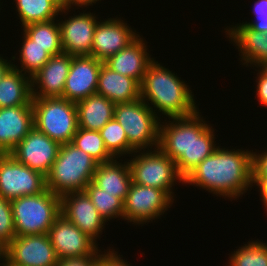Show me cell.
Here are the masks:
<instances>
[{
    "mask_svg": "<svg viewBox=\"0 0 267 266\" xmlns=\"http://www.w3.org/2000/svg\"><path fill=\"white\" fill-rule=\"evenodd\" d=\"M114 118L126 132L129 157L137 150L158 148L160 122L163 119L158 118L141 98L116 104Z\"/></svg>",
    "mask_w": 267,
    "mask_h": 266,
    "instance_id": "obj_6",
    "label": "cell"
},
{
    "mask_svg": "<svg viewBox=\"0 0 267 266\" xmlns=\"http://www.w3.org/2000/svg\"><path fill=\"white\" fill-rule=\"evenodd\" d=\"M61 144L33 127L10 154L20 163L47 176Z\"/></svg>",
    "mask_w": 267,
    "mask_h": 266,
    "instance_id": "obj_13",
    "label": "cell"
},
{
    "mask_svg": "<svg viewBox=\"0 0 267 266\" xmlns=\"http://www.w3.org/2000/svg\"><path fill=\"white\" fill-rule=\"evenodd\" d=\"M109 162L98 163L92 182L101 188L103 192L115 194V197L125 201L130 186L132 175L128 161L122 163L120 158Z\"/></svg>",
    "mask_w": 267,
    "mask_h": 266,
    "instance_id": "obj_23",
    "label": "cell"
},
{
    "mask_svg": "<svg viewBox=\"0 0 267 266\" xmlns=\"http://www.w3.org/2000/svg\"><path fill=\"white\" fill-rule=\"evenodd\" d=\"M32 77L11 68L0 80V108L32 105Z\"/></svg>",
    "mask_w": 267,
    "mask_h": 266,
    "instance_id": "obj_25",
    "label": "cell"
},
{
    "mask_svg": "<svg viewBox=\"0 0 267 266\" xmlns=\"http://www.w3.org/2000/svg\"><path fill=\"white\" fill-rule=\"evenodd\" d=\"M254 2L252 11L257 20L239 24L247 25L254 31L267 34V0H256Z\"/></svg>",
    "mask_w": 267,
    "mask_h": 266,
    "instance_id": "obj_34",
    "label": "cell"
},
{
    "mask_svg": "<svg viewBox=\"0 0 267 266\" xmlns=\"http://www.w3.org/2000/svg\"><path fill=\"white\" fill-rule=\"evenodd\" d=\"M78 127L99 131L114 118L115 104L101 94L94 93L76 103Z\"/></svg>",
    "mask_w": 267,
    "mask_h": 266,
    "instance_id": "obj_24",
    "label": "cell"
},
{
    "mask_svg": "<svg viewBox=\"0 0 267 266\" xmlns=\"http://www.w3.org/2000/svg\"><path fill=\"white\" fill-rule=\"evenodd\" d=\"M143 38L139 35L128 46L104 61V64L111 70L123 76H129L141 84L149 64L155 59L151 58L147 42Z\"/></svg>",
    "mask_w": 267,
    "mask_h": 266,
    "instance_id": "obj_20",
    "label": "cell"
},
{
    "mask_svg": "<svg viewBox=\"0 0 267 266\" xmlns=\"http://www.w3.org/2000/svg\"><path fill=\"white\" fill-rule=\"evenodd\" d=\"M0 54V80L4 77V75L13 67V62L11 60H7L2 58Z\"/></svg>",
    "mask_w": 267,
    "mask_h": 266,
    "instance_id": "obj_40",
    "label": "cell"
},
{
    "mask_svg": "<svg viewBox=\"0 0 267 266\" xmlns=\"http://www.w3.org/2000/svg\"><path fill=\"white\" fill-rule=\"evenodd\" d=\"M96 93L112 101L115 105L140 98V84L129 76L111 70L104 63L98 75Z\"/></svg>",
    "mask_w": 267,
    "mask_h": 266,
    "instance_id": "obj_22",
    "label": "cell"
},
{
    "mask_svg": "<svg viewBox=\"0 0 267 266\" xmlns=\"http://www.w3.org/2000/svg\"><path fill=\"white\" fill-rule=\"evenodd\" d=\"M252 151V152H251ZM253 150L219 147L185 177L184 184L213 195L239 199L253 186Z\"/></svg>",
    "mask_w": 267,
    "mask_h": 266,
    "instance_id": "obj_1",
    "label": "cell"
},
{
    "mask_svg": "<svg viewBox=\"0 0 267 266\" xmlns=\"http://www.w3.org/2000/svg\"><path fill=\"white\" fill-rule=\"evenodd\" d=\"M95 14L81 12L58 20L63 53L72 56L91 55L94 31L98 23Z\"/></svg>",
    "mask_w": 267,
    "mask_h": 266,
    "instance_id": "obj_16",
    "label": "cell"
},
{
    "mask_svg": "<svg viewBox=\"0 0 267 266\" xmlns=\"http://www.w3.org/2000/svg\"><path fill=\"white\" fill-rule=\"evenodd\" d=\"M51 1L54 2L61 10L71 9L75 7H77V9H80L72 0H51Z\"/></svg>",
    "mask_w": 267,
    "mask_h": 266,
    "instance_id": "obj_41",
    "label": "cell"
},
{
    "mask_svg": "<svg viewBox=\"0 0 267 266\" xmlns=\"http://www.w3.org/2000/svg\"><path fill=\"white\" fill-rule=\"evenodd\" d=\"M199 111L160 122L158 148L175 162L183 177L219 147L214 128Z\"/></svg>",
    "mask_w": 267,
    "mask_h": 266,
    "instance_id": "obj_2",
    "label": "cell"
},
{
    "mask_svg": "<svg viewBox=\"0 0 267 266\" xmlns=\"http://www.w3.org/2000/svg\"><path fill=\"white\" fill-rule=\"evenodd\" d=\"M98 162L71 142L61 144L57 158L46 176L47 189L58 196L84 191L93 180Z\"/></svg>",
    "mask_w": 267,
    "mask_h": 266,
    "instance_id": "obj_4",
    "label": "cell"
},
{
    "mask_svg": "<svg viewBox=\"0 0 267 266\" xmlns=\"http://www.w3.org/2000/svg\"><path fill=\"white\" fill-rule=\"evenodd\" d=\"M58 258L48 234L15 236L4 248L1 266H57Z\"/></svg>",
    "mask_w": 267,
    "mask_h": 266,
    "instance_id": "obj_11",
    "label": "cell"
},
{
    "mask_svg": "<svg viewBox=\"0 0 267 266\" xmlns=\"http://www.w3.org/2000/svg\"><path fill=\"white\" fill-rule=\"evenodd\" d=\"M2 259V260H1ZM2 262V263H1ZM4 263V247L0 244V266Z\"/></svg>",
    "mask_w": 267,
    "mask_h": 266,
    "instance_id": "obj_45",
    "label": "cell"
},
{
    "mask_svg": "<svg viewBox=\"0 0 267 266\" xmlns=\"http://www.w3.org/2000/svg\"><path fill=\"white\" fill-rule=\"evenodd\" d=\"M104 266H132L130 265L127 260L122 259L120 254L115 251L113 248L112 250L109 248L106 251L104 250Z\"/></svg>",
    "mask_w": 267,
    "mask_h": 266,
    "instance_id": "obj_38",
    "label": "cell"
},
{
    "mask_svg": "<svg viewBox=\"0 0 267 266\" xmlns=\"http://www.w3.org/2000/svg\"><path fill=\"white\" fill-rule=\"evenodd\" d=\"M105 148L114 158L127 156L128 139L124 128L117 122L115 118L108 121L101 130H99Z\"/></svg>",
    "mask_w": 267,
    "mask_h": 266,
    "instance_id": "obj_32",
    "label": "cell"
},
{
    "mask_svg": "<svg viewBox=\"0 0 267 266\" xmlns=\"http://www.w3.org/2000/svg\"><path fill=\"white\" fill-rule=\"evenodd\" d=\"M33 127L32 105L0 108V153H10Z\"/></svg>",
    "mask_w": 267,
    "mask_h": 266,
    "instance_id": "obj_19",
    "label": "cell"
},
{
    "mask_svg": "<svg viewBox=\"0 0 267 266\" xmlns=\"http://www.w3.org/2000/svg\"><path fill=\"white\" fill-rule=\"evenodd\" d=\"M71 143L89 154L98 163H105L114 159L105 148L99 131L85 130L78 127Z\"/></svg>",
    "mask_w": 267,
    "mask_h": 266,
    "instance_id": "obj_30",
    "label": "cell"
},
{
    "mask_svg": "<svg viewBox=\"0 0 267 266\" xmlns=\"http://www.w3.org/2000/svg\"><path fill=\"white\" fill-rule=\"evenodd\" d=\"M255 71H258L257 77H255L257 100L260 102V106L267 108V76L259 68L258 70L255 69Z\"/></svg>",
    "mask_w": 267,
    "mask_h": 266,
    "instance_id": "obj_36",
    "label": "cell"
},
{
    "mask_svg": "<svg viewBox=\"0 0 267 266\" xmlns=\"http://www.w3.org/2000/svg\"><path fill=\"white\" fill-rule=\"evenodd\" d=\"M260 153L253 152V179H267V150Z\"/></svg>",
    "mask_w": 267,
    "mask_h": 266,
    "instance_id": "obj_35",
    "label": "cell"
},
{
    "mask_svg": "<svg viewBox=\"0 0 267 266\" xmlns=\"http://www.w3.org/2000/svg\"><path fill=\"white\" fill-rule=\"evenodd\" d=\"M47 189L46 176L18 162L10 153L0 155V196L12 200L40 194Z\"/></svg>",
    "mask_w": 267,
    "mask_h": 266,
    "instance_id": "obj_10",
    "label": "cell"
},
{
    "mask_svg": "<svg viewBox=\"0 0 267 266\" xmlns=\"http://www.w3.org/2000/svg\"><path fill=\"white\" fill-rule=\"evenodd\" d=\"M22 38V47L18 50L19 58H16L15 55L11 59L13 61L18 59L20 61V67L13 64V68L32 77L43 67L51 56L44 50V48L34 44V41L31 40L24 32Z\"/></svg>",
    "mask_w": 267,
    "mask_h": 266,
    "instance_id": "obj_28",
    "label": "cell"
},
{
    "mask_svg": "<svg viewBox=\"0 0 267 266\" xmlns=\"http://www.w3.org/2000/svg\"><path fill=\"white\" fill-rule=\"evenodd\" d=\"M257 68H259L267 76V60L260 64Z\"/></svg>",
    "mask_w": 267,
    "mask_h": 266,
    "instance_id": "obj_44",
    "label": "cell"
},
{
    "mask_svg": "<svg viewBox=\"0 0 267 266\" xmlns=\"http://www.w3.org/2000/svg\"><path fill=\"white\" fill-rule=\"evenodd\" d=\"M225 37L238 49L242 65L257 68L267 60V34L252 30L247 25L227 26ZM241 54V55H240Z\"/></svg>",
    "mask_w": 267,
    "mask_h": 266,
    "instance_id": "obj_21",
    "label": "cell"
},
{
    "mask_svg": "<svg viewBox=\"0 0 267 266\" xmlns=\"http://www.w3.org/2000/svg\"><path fill=\"white\" fill-rule=\"evenodd\" d=\"M72 55L62 53L51 56L32 76V96L37 98L62 97L70 71Z\"/></svg>",
    "mask_w": 267,
    "mask_h": 266,
    "instance_id": "obj_18",
    "label": "cell"
},
{
    "mask_svg": "<svg viewBox=\"0 0 267 266\" xmlns=\"http://www.w3.org/2000/svg\"><path fill=\"white\" fill-rule=\"evenodd\" d=\"M78 7H80V8H84V7H86L87 8V6L89 7V6H91V5H93V4H96V2H98V1H101V0H72Z\"/></svg>",
    "mask_w": 267,
    "mask_h": 266,
    "instance_id": "obj_42",
    "label": "cell"
},
{
    "mask_svg": "<svg viewBox=\"0 0 267 266\" xmlns=\"http://www.w3.org/2000/svg\"><path fill=\"white\" fill-rule=\"evenodd\" d=\"M133 153L130 159H126L133 183L164 190L174 199V185L177 182L184 185V177L178 172L175 162L159 148Z\"/></svg>",
    "mask_w": 267,
    "mask_h": 266,
    "instance_id": "obj_8",
    "label": "cell"
},
{
    "mask_svg": "<svg viewBox=\"0 0 267 266\" xmlns=\"http://www.w3.org/2000/svg\"><path fill=\"white\" fill-rule=\"evenodd\" d=\"M61 199V215L97 242L103 234L106 221L84 191L64 194ZM101 234V235H100Z\"/></svg>",
    "mask_w": 267,
    "mask_h": 266,
    "instance_id": "obj_15",
    "label": "cell"
},
{
    "mask_svg": "<svg viewBox=\"0 0 267 266\" xmlns=\"http://www.w3.org/2000/svg\"><path fill=\"white\" fill-rule=\"evenodd\" d=\"M93 266H104V253H103V251L100 252L99 259Z\"/></svg>",
    "mask_w": 267,
    "mask_h": 266,
    "instance_id": "obj_43",
    "label": "cell"
},
{
    "mask_svg": "<svg viewBox=\"0 0 267 266\" xmlns=\"http://www.w3.org/2000/svg\"><path fill=\"white\" fill-rule=\"evenodd\" d=\"M16 5V13L21 21V27L32 23L47 22L56 19L58 15L65 17L70 9L61 10L51 0H13Z\"/></svg>",
    "mask_w": 267,
    "mask_h": 266,
    "instance_id": "obj_26",
    "label": "cell"
},
{
    "mask_svg": "<svg viewBox=\"0 0 267 266\" xmlns=\"http://www.w3.org/2000/svg\"><path fill=\"white\" fill-rule=\"evenodd\" d=\"M34 127L60 144L72 142L78 129L76 103L63 97L32 99Z\"/></svg>",
    "mask_w": 267,
    "mask_h": 266,
    "instance_id": "obj_7",
    "label": "cell"
},
{
    "mask_svg": "<svg viewBox=\"0 0 267 266\" xmlns=\"http://www.w3.org/2000/svg\"><path fill=\"white\" fill-rule=\"evenodd\" d=\"M190 89L177 73L154 59L140 84V98L150 106L158 118L161 115L166 119L186 117L199 110L194 93Z\"/></svg>",
    "mask_w": 267,
    "mask_h": 266,
    "instance_id": "obj_3",
    "label": "cell"
},
{
    "mask_svg": "<svg viewBox=\"0 0 267 266\" xmlns=\"http://www.w3.org/2000/svg\"><path fill=\"white\" fill-rule=\"evenodd\" d=\"M16 236L48 234L61 215V199L46 189L10 200Z\"/></svg>",
    "mask_w": 267,
    "mask_h": 266,
    "instance_id": "obj_5",
    "label": "cell"
},
{
    "mask_svg": "<svg viewBox=\"0 0 267 266\" xmlns=\"http://www.w3.org/2000/svg\"><path fill=\"white\" fill-rule=\"evenodd\" d=\"M253 186H256L260 192L261 201L267 211V179H253Z\"/></svg>",
    "mask_w": 267,
    "mask_h": 266,
    "instance_id": "obj_39",
    "label": "cell"
},
{
    "mask_svg": "<svg viewBox=\"0 0 267 266\" xmlns=\"http://www.w3.org/2000/svg\"><path fill=\"white\" fill-rule=\"evenodd\" d=\"M174 200L164 190L132 182L124 201L123 219L138 226L147 225L162 217Z\"/></svg>",
    "mask_w": 267,
    "mask_h": 266,
    "instance_id": "obj_9",
    "label": "cell"
},
{
    "mask_svg": "<svg viewBox=\"0 0 267 266\" xmlns=\"http://www.w3.org/2000/svg\"><path fill=\"white\" fill-rule=\"evenodd\" d=\"M84 192L106 222L114 218L123 219L124 201L121 198L115 197V194L103 192L92 181L85 187Z\"/></svg>",
    "mask_w": 267,
    "mask_h": 266,
    "instance_id": "obj_29",
    "label": "cell"
},
{
    "mask_svg": "<svg viewBox=\"0 0 267 266\" xmlns=\"http://www.w3.org/2000/svg\"><path fill=\"white\" fill-rule=\"evenodd\" d=\"M118 17L100 20L94 31L91 56L104 62L132 43L139 34Z\"/></svg>",
    "mask_w": 267,
    "mask_h": 266,
    "instance_id": "obj_14",
    "label": "cell"
},
{
    "mask_svg": "<svg viewBox=\"0 0 267 266\" xmlns=\"http://www.w3.org/2000/svg\"><path fill=\"white\" fill-rule=\"evenodd\" d=\"M15 236L11 202L0 196V244L5 248Z\"/></svg>",
    "mask_w": 267,
    "mask_h": 266,
    "instance_id": "obj_33",
    "label": "cell"
},
{
    "mask_svg": "<svg viewBox=\"0 0 267 266\" xmlns=\"http://www.w3.org/2000/svg\"><path fill=\"white\" fill-rule=\"evenodd\" d=\"M48 236L58 258L99 256L101 249L88 235L60 215L50 227Z\"/></svg>",
    "mask_w": 267,
    "mask_h": 266,
    "instance_id": "obj_12",
    "label": "cell"
},
{
    "mask_svg": "<svg viewBox=\"0 0 267 266\" xmlns=\"http://www.w3.org/2000/svg\"><path fill=\"white\" fill-rule=\"evenodd\" d=\"M103 63L91 55L72 56L62 97L77 103L96 93L98 75Z\"/></svg>",
    "mask_w": 267,
    "mask_h": 266,
    "instance_id": "obj_17",
    "label": "cell"
},
{
    "mask_svg": "<svg viewBox=\"0 0 267 266\" xmlns=\"http://www.w3.org/2000/svg\"><path fill=\"white\" fill-rule=\"evenodd\" d=\"M99 259V256H90L83 258H64L58 260L57 266H93Z\"/></svg>",
    "mask_w": 267,
    "mask_h": 266,
    "instance_id": "obj_37",
    "label": "cell"
},
{
    "mask_svg": "<svg viewBox=\"0 0 267 266\" xmlns=\"http://www.w3.org/2000/svg\"><path fill=\"white\" fill-rule=\"evenodd\" d=\"M22 30L34 41V44L44 48L50 56L63 53L58 20L53 19L47 22L32 23L23 27Z\"/></svg>",
    "mask_w": 267,
    "mask_h": 266,
    "instance_id": "obj_27",
    "label": "cell"
},
{
    "mask_svg": "<svg viewBox=\"0 0 267 266\" xmlns=\"http://www.w3.org/2000/svg\"><path fill=\"white\" fill-rule=\"evenodd\" d=\"M228 264L226 266H267V243L248 241L231 253Z\"/></svg>",
    "mask_w": 267,
    "mask_h": 266,
    "instance_id": "obj_31",
    "label": "cell"
}]
</instances>
